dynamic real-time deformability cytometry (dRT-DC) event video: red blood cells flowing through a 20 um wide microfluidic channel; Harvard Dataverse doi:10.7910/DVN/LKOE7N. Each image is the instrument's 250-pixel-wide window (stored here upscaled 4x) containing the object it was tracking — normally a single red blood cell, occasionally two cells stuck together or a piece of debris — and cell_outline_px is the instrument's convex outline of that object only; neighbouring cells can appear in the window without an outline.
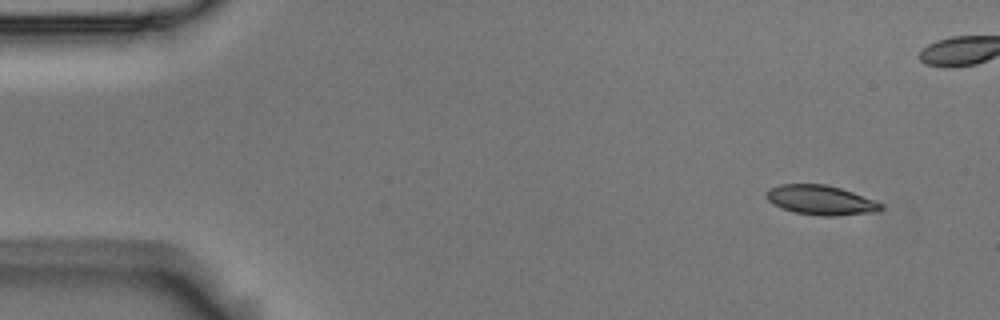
{"species": "Egyptian fruit bat (a non-hibernating species)", "species_latin": "Rousettus aegyptiacus", "temperature_condition": "room temperature", "stored_images_in_passage": 5, "camera_frame_rate_fps": 3000, "um_per_image_px": 0.085, "animal": {"sex": "male"}, "frame": {"image": 1, "passage_image": 1, "time_ms": 0.0, "image_size_px": [1000, 320], "cell_outline_px": [[884, 208], [876, 212], [836, 216], [820, 216], [792, 212], [772, 204], [764, 196], [768, 188], [780, 184], [824, 184], [840, 188], [852, 192], [884, 204]], "centroid_in_image_um": [69.73, 17.01], "position_along_channel_um": 15.3, "area_um2": 19.94}}